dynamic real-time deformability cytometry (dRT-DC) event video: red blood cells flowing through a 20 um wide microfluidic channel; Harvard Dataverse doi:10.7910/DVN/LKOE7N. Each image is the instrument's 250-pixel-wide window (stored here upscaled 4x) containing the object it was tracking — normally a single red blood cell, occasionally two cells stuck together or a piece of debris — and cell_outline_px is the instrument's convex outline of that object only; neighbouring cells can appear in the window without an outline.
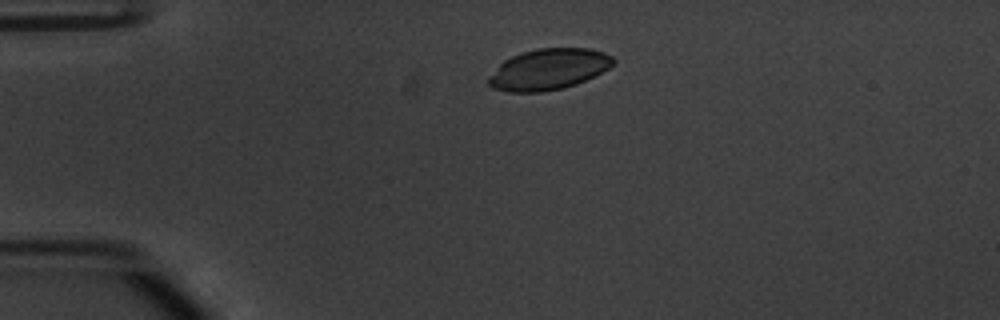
{"species": "common noctule bat (a hibernating species)", "species_latin": "Nyctalus noctula", "temperature_condition": "warm", "stored_images_in_passage": 42, "camera_frame_rate_fps": 3000, "um_per_image_px": 0.085, "animal": {"sex": "male", "body_mass_g": 20.1, "forearm_length_mm": 53.5}, "frame": {"image": 1, "passage_image": 1, "time_ms": 0.0, "image_size_px": [1000, 320], "cell_outline_px": [[616, 60], [608, 68], [576, 84], [564, 88], [544, 92], [508, 92], [492, 88], [488, 84], [488, 76], [504, 60], [520, 52], [536, 48], [588, 48], [604, 52], [612, 56]], "centroid_in_image_um": [46.59, 5.89], "position_along_channel_um": 38.4, "area_um2": 29.82}}
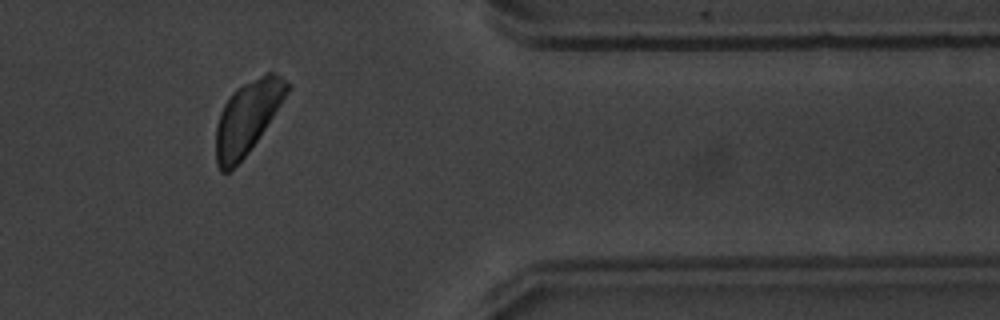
{"frame": {"image": 2, "passage_image": 33, "time_ms": 10.667, "image_size_px": [1000, 320], "cell_outline_px": [[292, 88], [248, 152], [228, 172], [220, 172], [216, 164], [216, 124], [220, 112], [224, 104], [232, 92], [236, 88], [268, 72], [272, 72], [280, 76], [292, 84]], "centroid_in_image_um": [21.03, 9.96], "position_along_channel_um": 390.4, "area_um2": 29.77}}
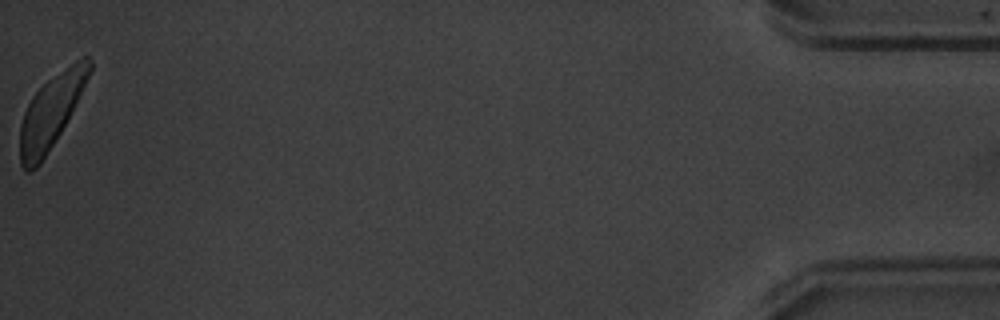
{"frame": {"image": 3, "passage_image": 42, "time_ms": 13.667, "image_size_px": [1000, 320], "cell_outline_px": [[92, 68], [60, 132], [40, 164], [36, 168], [28, 172], [24, 172], [20, 164], [20, 124], [24, 112], [32, 96], [48, 80], [76, 60], [84, 56], [88, 56], [92, 60]], "centroid_in_image_um": [4.28, 9.52], "position_along_channel_um": 430.9, "area_um2": 28.55}}